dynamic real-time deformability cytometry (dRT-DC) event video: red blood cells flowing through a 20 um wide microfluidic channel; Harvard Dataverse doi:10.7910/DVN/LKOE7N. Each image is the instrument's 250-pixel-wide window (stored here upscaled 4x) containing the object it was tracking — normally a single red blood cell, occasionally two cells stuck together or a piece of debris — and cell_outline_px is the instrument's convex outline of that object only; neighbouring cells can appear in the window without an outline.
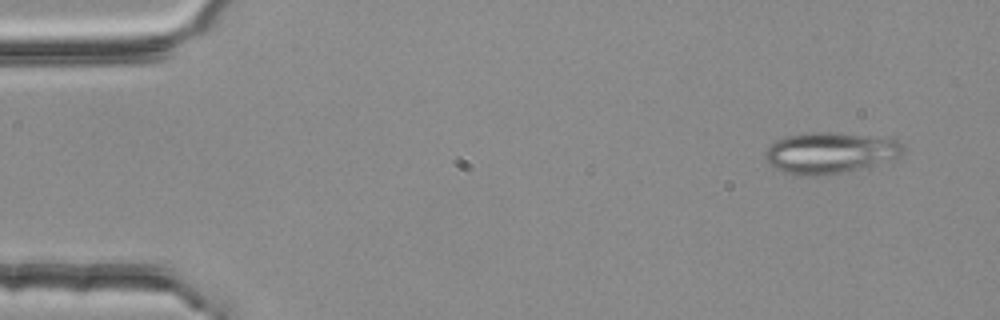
{"species": "common noctule bat (a hibernating species)", "species_latin": "Nyctalus noctula", "temperature_condition": "room temperature", "stored_images_in_passage": 3, "camera_frame_rate_fps": 3000, "um_per_image_px": 0.085, "animal": {"sex": "female", "body_mass_g": 25.1}, "frame": {"image": 1, "passage_image": 1, "time_ms": 0.0, "image_size_px": [1000, 320], "cell_outline_px": [[904, 152], [900, 156], [868, 168], [844, 172], [816, 176], [800, 176], [784, 172], [772, 168], [768, 164], [764, 156], [764, 152], [776, 140], [784, 136], [804, 132], [836, 132], [896, 140], [904, 148]], "centroid_in_image_um": [70.49, 13.01], "position_along_channel_um": 14.5, "area_um2": 33.41}}